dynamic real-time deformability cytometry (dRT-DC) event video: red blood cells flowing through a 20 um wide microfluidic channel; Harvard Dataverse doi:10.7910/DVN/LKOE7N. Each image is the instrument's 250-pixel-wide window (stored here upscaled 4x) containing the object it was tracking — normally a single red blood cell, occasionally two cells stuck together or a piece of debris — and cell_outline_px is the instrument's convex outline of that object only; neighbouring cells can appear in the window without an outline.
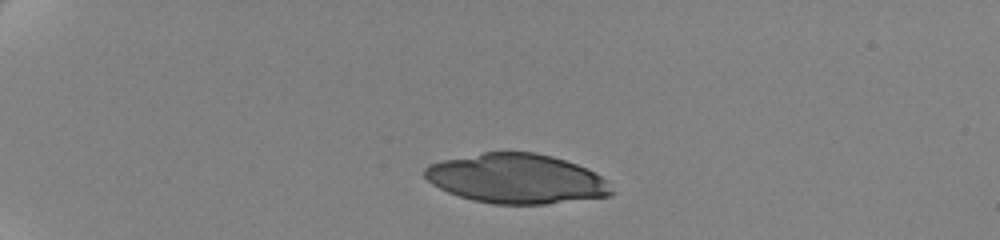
{"species": "human", "species_latin": "Homo sapiens", "temperature_condition": "cold", "stored_images_in_passage": 7, "camera_frame_rate_fps": 3000, "um_per_image_px": 0.085, "donor": {"sex": "female"}, "frame": {"image": 1, "passage_image": 1, "time_ms": 0.0, "image_size_px": [1000, 240], "cell_outline_px": [[616, 192], [612, 196], [548, 204], [492, 204], [472, 200], [448, 192], [432, 184], [424, 176], [424, 168], [428, 164], [444, 160], [484, 152], [536, 152], [552, 156], [588, 168], [608, 180]], "centroid_in_image_um": [43.96, 15.2], "position_along_channel_um": 41.0, "area_um2": 54.39}}